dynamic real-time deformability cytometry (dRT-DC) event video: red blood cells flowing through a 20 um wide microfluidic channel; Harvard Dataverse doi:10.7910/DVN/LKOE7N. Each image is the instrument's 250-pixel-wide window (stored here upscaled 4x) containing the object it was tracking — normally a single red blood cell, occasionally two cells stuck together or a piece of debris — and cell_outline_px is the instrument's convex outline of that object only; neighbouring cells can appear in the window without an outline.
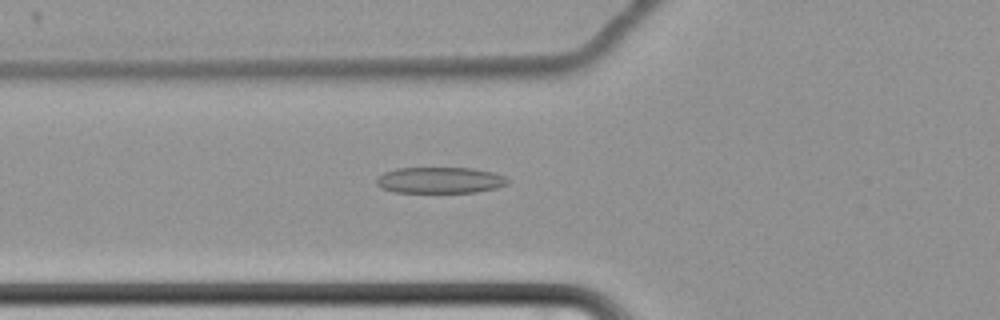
{"species": "common noctule bat (a hibernating species)", "species_latin": "Nyctalus noctula", "temperature_condition": "cold", "stored_images_in_passage": 65, "camera_frame_rate_fps": 3000, "um_per_image_px": 0.085, "animal": {"sex": "female", "body_mass_g": 22.7, "forearm_length_mm": 54.2}, "frame": {"image": 1, "passage_image": 27, "time_ms": 8.667, "image_size_px": [1000, 320], "cell_outline_px": [[508, 184], [496, 188], [476, 192], [396, 192], [380, 188], [376, 184], [376, 180], [384, 172], [396, 168], [472, 168], [492, 172], [504, 176], [508, 180]], "centroid_in_image_um": [37.39, 15.31], "position_along_channel_um": 88.4, "area_um2": 19.94}}
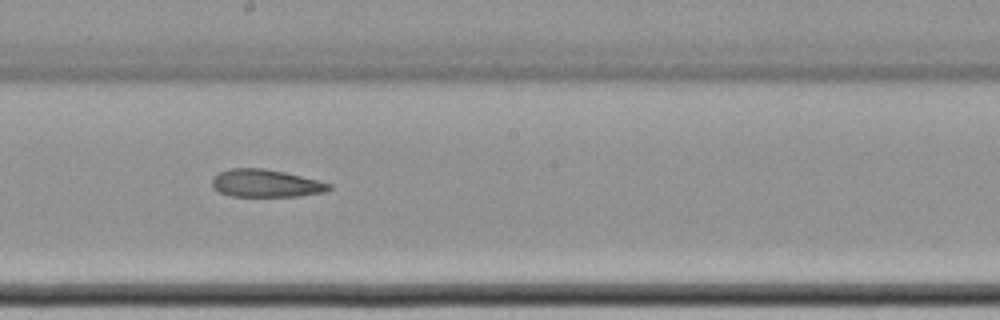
{"frame": {"image": 2, "passage_image": 39, "time_ms": 12.667, "image_size_px": [1000, 320], "cell_outline_px": [[332, 188], [324, 192], [300, 196], [232, 196], [220, 192], [212, 188], [212, 180], [220, 172], [232, 168], [264, 168], [284, 172], [332, 184]], "centroid_in_image_um": [22.59, 15.59], "position_along_channel_um": 225.6, "area_um2": 18.67}}
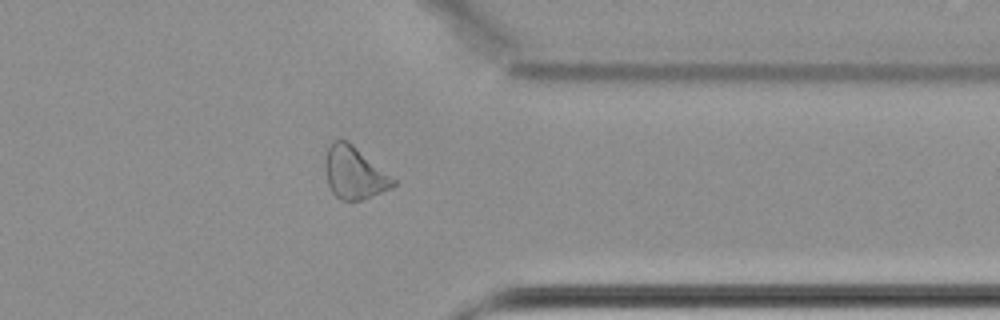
{"frame": {"image": 3, "passage_image": 53, "time_ms": 17.333, "image_size_px": [1000, 320], "cell_outline_px": [[396, 184], [392, 188], [360, 200], [340, 200], [332, 192], [328, 184], [324, 168], [324, 160], [328, 148], [336, 140], [344, 140], [352, 144], [396, 180]], "centroid_in_image_um": [30.09, 14.71], "position_along_channel_um": 381.3, "area_um2": 20.4}, "authors_computed_cell_mechanics": {"area_um2": 22.6576, "velocity_mm_per_s": 3.4339, "shape_relaxation_time_tau1_ms": null, "shape_relaxation_time_tau2_ms": 4.5708, "deformation_change_tau1": null, "deformation_change_tau2": 0.1309}}